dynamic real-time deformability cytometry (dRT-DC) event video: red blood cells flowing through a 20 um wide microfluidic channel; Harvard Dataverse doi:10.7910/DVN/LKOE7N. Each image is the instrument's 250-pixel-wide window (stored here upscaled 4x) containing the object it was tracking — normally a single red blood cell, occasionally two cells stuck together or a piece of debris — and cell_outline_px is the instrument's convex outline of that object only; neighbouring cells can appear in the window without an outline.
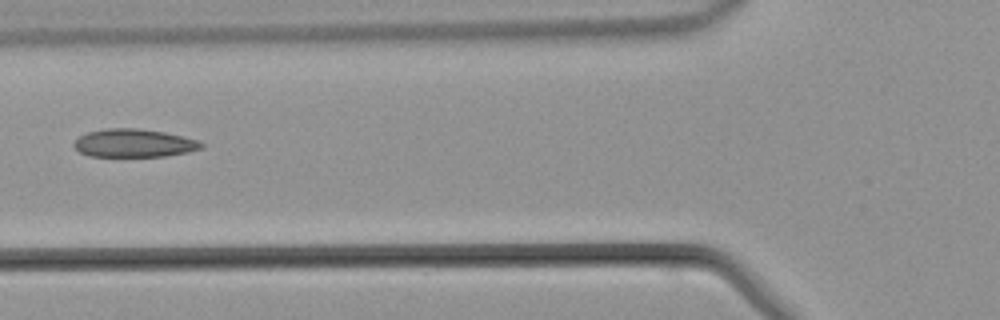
{"species": "common noctule bat (a hibernating species)", "species_latin": "Nyctalus noctula", "temperature_condition": "warm", "stored_images_in_passage": 29, "camera_frame_rate_fps": 3000, "um_per_image_px": 0.085, "animal": {"sex": "male", "body_mass_g": 21.5, "forearm_length_mm": 52.0}, "frame": {"image": 1, "passage_image": 5, "time_ms": 1.333, "image_size_px": [1000, 320], "cell_outline_px": [[204, 148], [188, 152], [164, 156], [88, 156], [80, 152], [72, 144], [80, 136], [88, 132], [104, 128], [136, 128], [164, 132], [184, 136], [196, 140], [204, 144]], "centroid_in_image_um": [11.4, 12.16], "position_along_channel_um": 114.4, "area_um2": 20.87}}
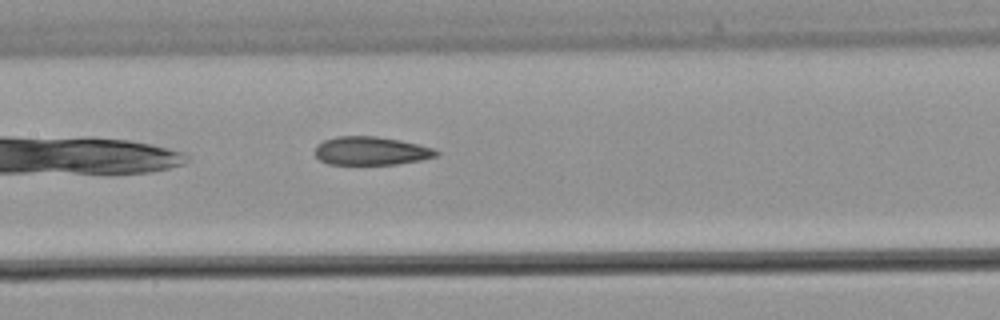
{"frame": {"image": 2, "passage_image": 9, "time_ms": 2.667, "image_size_px": [1000, 320], "cell_outline_px": [[440, 152], [436, 156], [420, 160], [396, 164], [328, 164], [320, 160], [316, 156], [316, 144], [324, 140], [336, 136], [376, 136], [400, 140], [436, 148]], "centroid_in_image_um": [31.55, 12.82], "position_along_channel_um": 175.9, "area_um2": 20.11}}
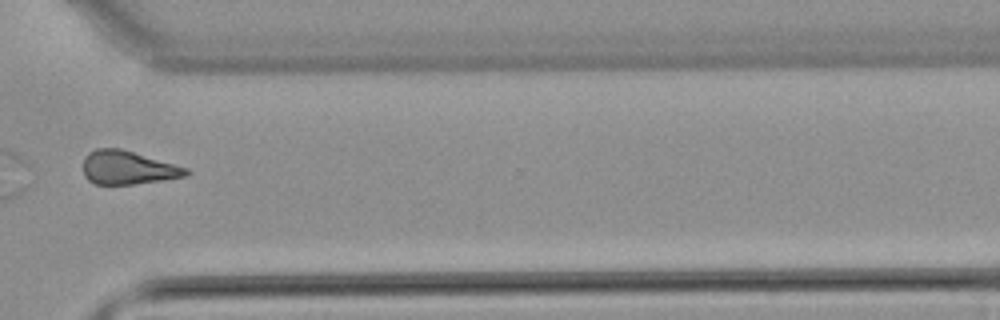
{"frame": {"image": 3, "passage_image": 21, "time_ms": 6.667, "image_size_px": [1000, 320], "cell_outline_px": [[192, 172], [188, 176], [132, 184], [96, 184], [88, 180], [84, 176], [84, 156], [88, 152], [96, 148], [120, 148], [188, 168]], "centroid_in_image_um": [10.86, 14.24], "position_along_channel_um": 359.7, "area_um2": 20.06}}